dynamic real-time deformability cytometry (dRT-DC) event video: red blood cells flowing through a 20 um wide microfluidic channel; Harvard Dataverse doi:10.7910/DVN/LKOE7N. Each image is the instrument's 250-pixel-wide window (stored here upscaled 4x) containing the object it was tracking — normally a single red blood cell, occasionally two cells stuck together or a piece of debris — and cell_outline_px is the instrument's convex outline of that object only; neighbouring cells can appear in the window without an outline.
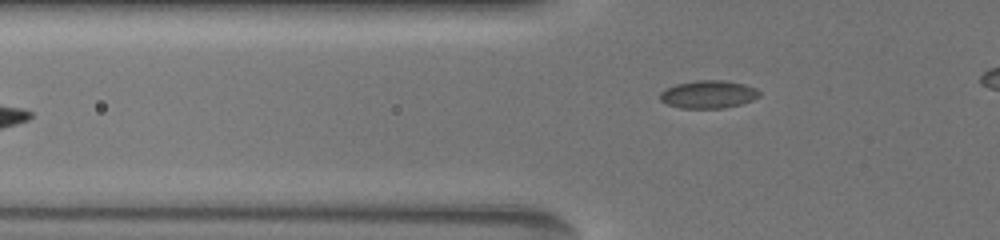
{"species": "common noctule bat (a hibernating species)", "species_latin": "Nyctalus noctula", "temperature_condition": "warm", "stored_images_in_passage": 38, "camera_frame_rate_fps": 3000, "um_per_image_px": 0.085, "animal": {"sex": "female", "body_mass_g": 19.5, "forearm_length_mm": 54.1}, "frame": {"image": 1, "passage_image": 2, "time_ms": 0.333, "image_size_px": [1000, 240], "cell_outline_px": [[760, 96], [752, 100], [740, 104], [724, 108], [680, 108], [668, 104], [660, 100], [660, 92], [676, 84], [700, 80], [724, 80], [744, 84], [756, 88], [760, 92]], "centroid_in_image_um": [60.23, 8.02], "position_along_channel_um": 65.6, "area_um2": 16.01}}
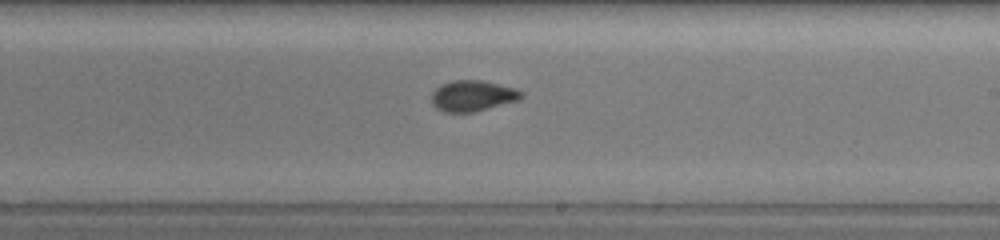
{"frame": {"image": 2, "passage_image": 19, "time_ms": 5.333, "image_size_px": [1000, 240], "cell_outline_px": [[524, 96], [516, 100], [472, 112], [444, 112], [436, 108], [432, 104], [432, 92], [436, 88], [452, 80], [480, 80], [516, 88], [524, 92]], "centroid_in_image_um": [40.16, 8.14], "position_along_channel_um": 248.8, "area_um2": 15.9}}
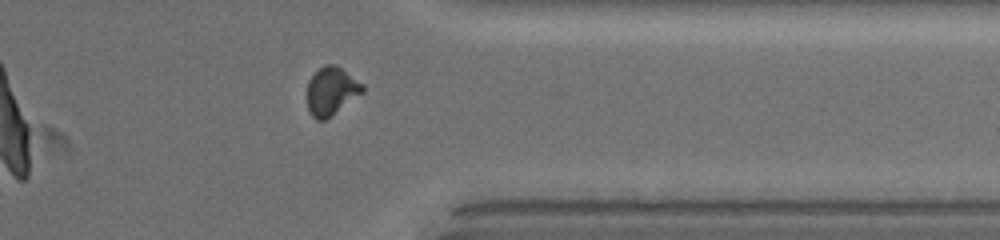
{"frame": {"image": 3, "passage_image": 33, "time_ms": 9.0, "image_size_px": [1000, 240], "cell_outline_px": [[364, 92], [324, 120], [316, 120], [312, 116], [308, 108], [308, 80], [324, 64], [336, 64], [364, 84]], "centroid_in_image_um": [28.18, 7.72], "position_along_channel_um": 383.2, "area_um2": 15.37}}